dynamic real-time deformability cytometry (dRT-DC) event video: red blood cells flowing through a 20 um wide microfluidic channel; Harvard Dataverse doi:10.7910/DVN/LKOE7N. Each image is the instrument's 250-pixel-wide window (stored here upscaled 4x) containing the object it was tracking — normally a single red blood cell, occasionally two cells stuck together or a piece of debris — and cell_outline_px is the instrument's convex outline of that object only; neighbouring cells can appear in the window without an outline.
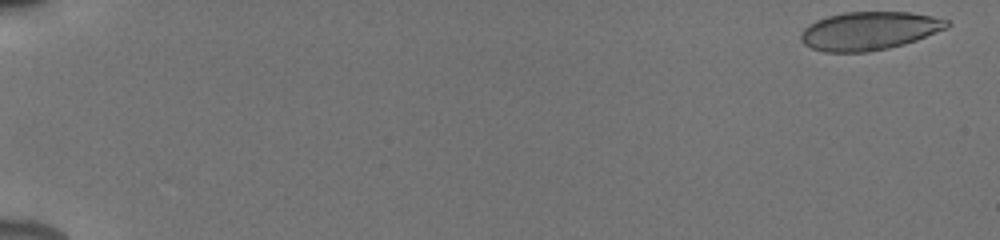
{"species": "human", "species_latin": "Homo sapiens", "temperature_condition": "cold", "stored_images_in_passage": 53, "camera_frame_rate_fps": 3000, "um_per_image_px": 0.085, "donor": {"sex": "male"}, "frame": {"image": 1, "passage_image": 1, "time_ms": 0.0, "image_size_px": [1000, 240], "cell_outline_px": [[952, 24], [948, 28], [916, 40], [904, 44], [888, 48], [868, 52], [824, 52], [812, 48], [804, 44], [800, 40], [800, 32], [808, 24], [816, 20], [828, 16], [844, 12], [912, 12], [932, 16], [948, 20]], "centroid_in_image_um": [73.88, 2.62], "position_along_channel_um": 11.1, "area_um2": 32.83}}
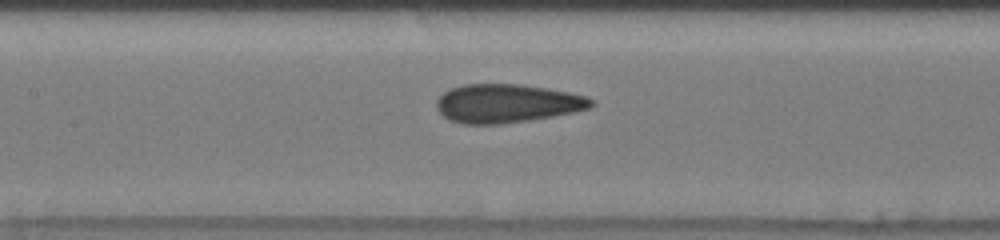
{"frame": {"image": 2, "passage_image": 27, "time_ms": 8.667, "image_size_px": [1000, 240], "cell_outline_px": [[596, 104], [592, 108], [576, 112], [528, 120], [500, 124], [464, 124], [448, 120], [436, 108], [436, 100], [444, 92], [452, 88], [464, 84], [520, 84], [568, 92], [588, 96]], "centroid_in_image_um": [43.11, 8.79], "position_along_channel_um": 164.3, "area_um2": 34.85}}
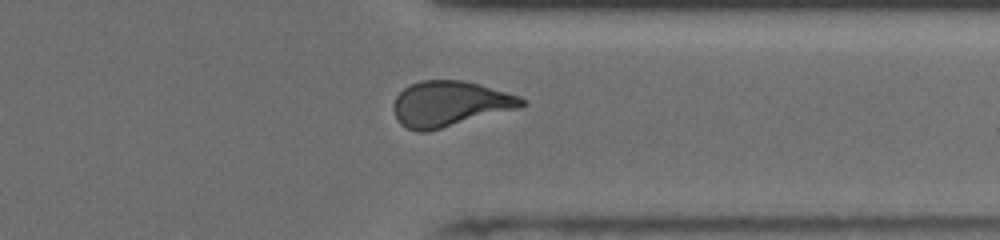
{"frame": {"image": 3, "passage_image": 43, "time_ms": 14.0, "image_size_px": [1000, 240], "cell_outline_px": [[528, 104], [520, 108], [428, 132], [420, 132], [408, 128], [400, 124], [392, 108], [396, 96], [408, 84], [420, 80], [464, 80], [480, 84], [520, 96], [528, 100]], "centroid_in_image_um": [38.26, 8.82], "position_along_channel_um": 373.1, "area_um2": 34.33}, "authors_computed_cell_mechanics": {"area_um2": 33.6974, "velocity_mm_per_s": 3.924, "shape_relaxation_time_tau1_ms": null, "shape_relaxation_time_tau2_ms": 1.0936, "deformation_change_tau1": null, "deformation_change_tau2": 0.0717}}